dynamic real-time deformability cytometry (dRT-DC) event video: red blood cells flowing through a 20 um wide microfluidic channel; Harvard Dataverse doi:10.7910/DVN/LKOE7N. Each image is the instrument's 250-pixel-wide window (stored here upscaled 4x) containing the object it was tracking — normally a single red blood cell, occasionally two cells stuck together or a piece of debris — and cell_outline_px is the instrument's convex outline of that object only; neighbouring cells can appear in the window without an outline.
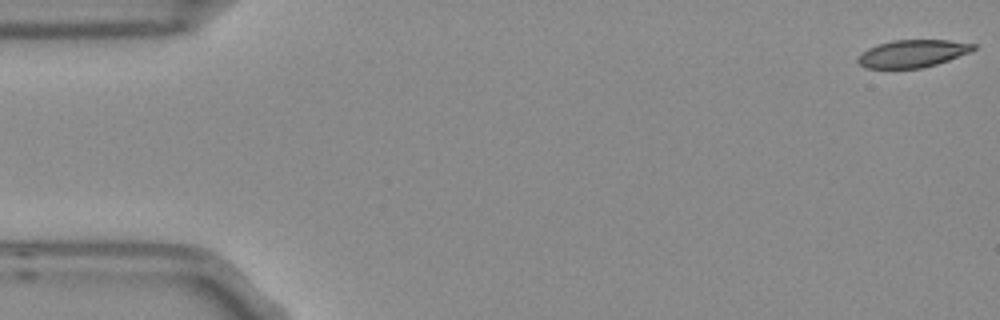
{"species": "Egyptian fruit bat (a non-hibernating species)", "species_latin": "Rousettus aegyptiacus", "temperature_condition": "room temperature", "stored_images_in_passage": 4, "camera_frame_rate_fps": 3000, "um_per_image_px": 0.085, "frame": {"image": 1, "passage_image": 1, "time_ms": 0.0, "image_size_px": [1000, 320], "cell_outline_px": [[976, 48], [968, 52], [948, 60], [936, 64], [920, 68], [864, 68], [856, 60], [860, 52], [868, 48], [892, 40], [948, 40], [976, 44]], "centroid_in_image_um": [77.52, 4.55], "position_along_channel_um": 7.5, "area_um2": 18.38}}
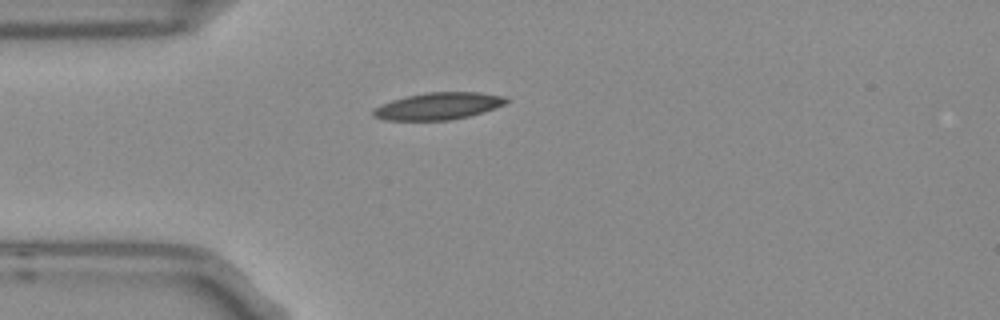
{"frame": {"image": 2, "passage_image": 4, "time_ms": 1.0, "image_size_px": [1000, 320], "cell_outline_px": [[512, 100], [504, 104], [468, 116], [448, 120], [384, 120], [372, 116], [372, 112], [380, 104], [404, 96], [424, 92], [480, 92], [508, 96]], "centroid_in_image_um": [37.25, 9.0], "position_along_channel_um": 47.7, "area_um2": 21.04}}